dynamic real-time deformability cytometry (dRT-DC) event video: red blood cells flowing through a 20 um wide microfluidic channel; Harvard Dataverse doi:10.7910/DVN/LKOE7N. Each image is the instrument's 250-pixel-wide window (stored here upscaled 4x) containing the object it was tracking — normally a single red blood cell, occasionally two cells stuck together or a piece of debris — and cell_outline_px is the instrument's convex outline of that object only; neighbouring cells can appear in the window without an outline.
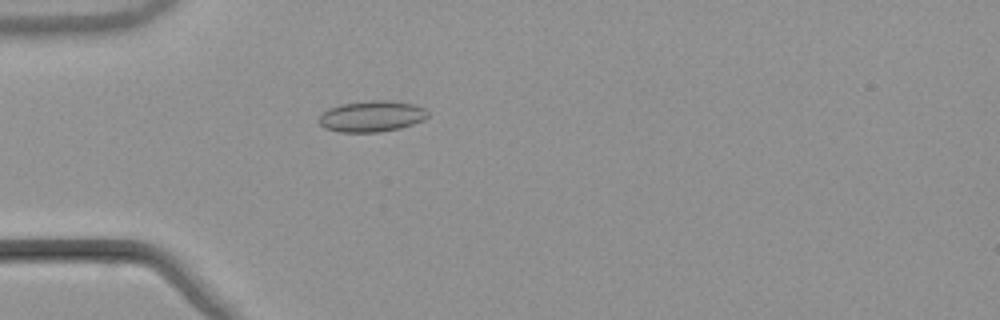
{"species": "common noctule bat (a hibernating species)", "species_latin": "Nyctalus noctula", "temperature_condition": "warm", "stored_images_in_passage": 52, "camera_frame_rate_fps": 3000, "um_per_image_px": 0.085, "animal": {"sex": "male", "body_mass_g": 21.5, "forearm_length_mm": 52.0}, "frame": {"image": 1, "passage_image": 15, "time_ms": 4.667, "image_size_px": [1000, 320], "cell_outline_px": [[428, 116], [424, 120], [400, 128], [380, 132], [340, 132], [324, 128], [316, 120], [328, 108], [340, 104], [372, 100], [388, 100], [412, 104], [424, 108], [428, 112]], "centroid_in_image_um": [31.57, 9.89], "position_along_channel_um": 53.4, "area_um2": 19.77}}
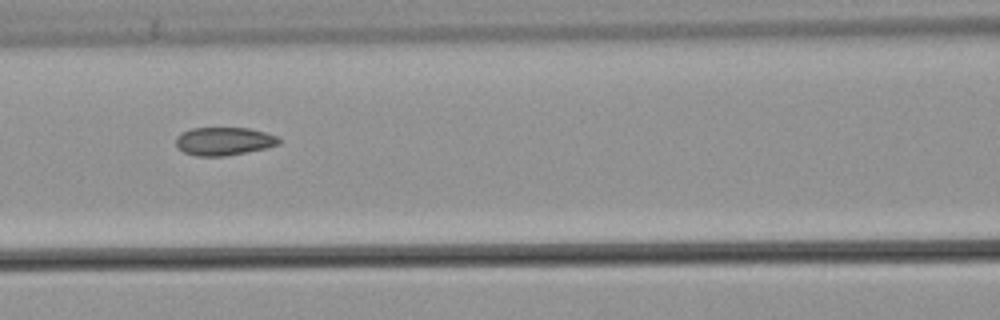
{"frame": {"image": 2, "passage_image": 23, "time_ms": 7.333, "image_size_px": [1000, 320], "cell_outline_px": [[280, 144], [268, 148], [248, 152], [224, 156], [196, 156], [184, 152], [176, 148], [176, 136], [180, 132], [192, 128], [248, 128], [280, 136]], "centroid_in_image_um": [19.04, 12.01], "position_along_channel_um": 147.6, "area_um2": 17.17}}
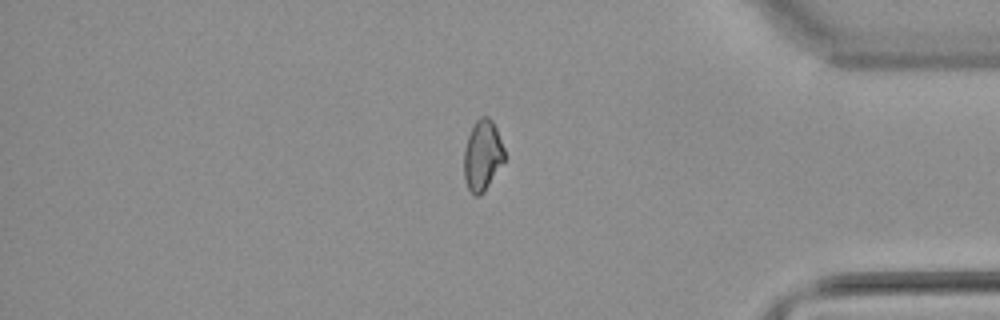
{"frame": {"image": 3, "passage_image": 44, "time_ms": 14.333, "image_size_px": [1000, 320], "cell_outline_px": [[504, 160], [484, 192], [480, 196], [476, 196], [468, 188], [464, 180], [464, 148], [468, 136], [476, 120], [480, 116], [488, 116], [492, 120], [496, 128], [504, 148]], "centroid_in_image_um": [41.0, 13.2], "position_along_channel_um": 394.2, "area_um2": 16.53}, "authors_computed_cell_mechanics": {"area_um2": 17.3978, "velocity_mm_per_s": 3.8857, "shape_relaxation_time_tau1_ms": null, "shape_relaxation_time_tau2_ms": 3.1642, "deformation_change_tau1": null, "deformation_change_tau2": 0.066}}